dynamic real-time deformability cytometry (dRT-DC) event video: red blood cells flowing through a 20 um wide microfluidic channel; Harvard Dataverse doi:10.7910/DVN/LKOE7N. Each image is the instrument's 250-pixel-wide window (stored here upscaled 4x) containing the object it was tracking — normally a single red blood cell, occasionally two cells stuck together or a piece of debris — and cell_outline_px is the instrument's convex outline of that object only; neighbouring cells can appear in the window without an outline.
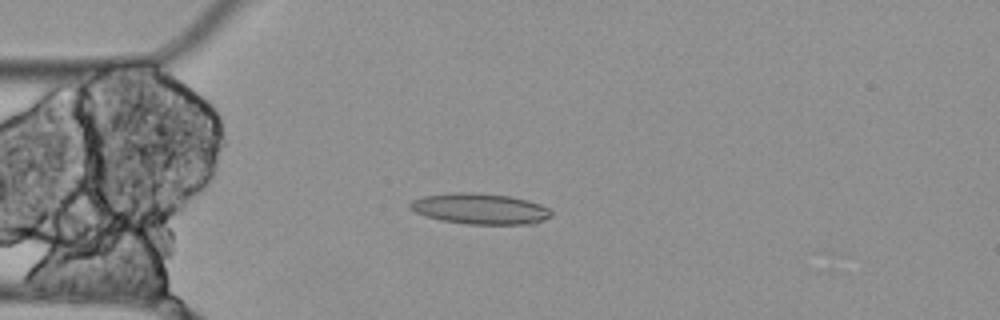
{"species": "Egyptian fruit bat (a non-hibernating species)", "species_latin": "Rousettus aegyptiacus", "temperature_condition": "cold", "stored_images_in_passage": 4, "camera_frame_rate_fps": 3000, "um_per_image_px": 0.085, "animal": {"sex": "female"}, "frame": {"image": 1, "passage_image": 4, "time_ms": 1.0, "image_size_px": [1000, 320], "cell_outline_px": [[552, 216], [536, 224], [468, 224], [440, 220], [416, 212], [408, 204], [412, 200], [424, 196], [456, 192], [472, 192], [508, 196], [528, 200], [540, 204], [548, 208], [552, 212]], "centroid_in_image_um": [40.85, 17.75], "position_along_channel_um": 44.1, "area_um2": 25.26}}